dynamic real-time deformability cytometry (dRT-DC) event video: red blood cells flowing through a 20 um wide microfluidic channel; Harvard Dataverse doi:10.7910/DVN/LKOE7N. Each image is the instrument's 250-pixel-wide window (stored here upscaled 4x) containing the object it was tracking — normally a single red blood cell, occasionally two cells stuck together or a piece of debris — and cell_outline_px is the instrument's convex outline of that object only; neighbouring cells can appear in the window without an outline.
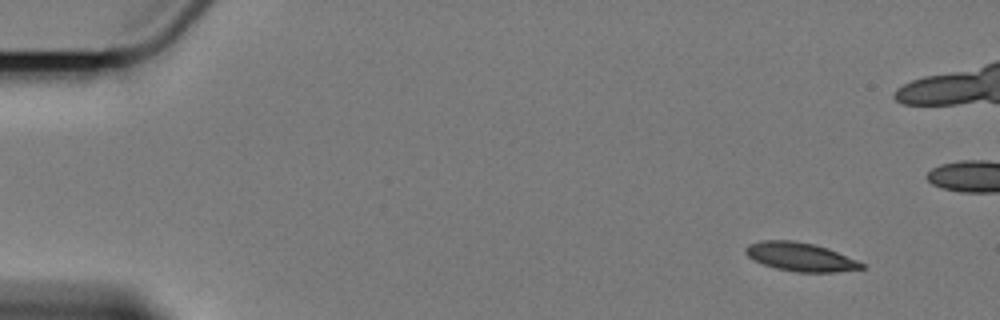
{"species": "Egyptian fruit bat (a non-hibernating species)", "species_latin": "Rousettus aegyptiacus", "temperature_condition": "cold", "stored_images_in_passage": 6, "camera_frame_rate_fps": 3000, "um_per_image_px": 0.085, "animal": {"sex": "female"}, "frame": {"image": 1, "passage_image": 1, "time_ms": 0.0, "image_size_px": [1000, 320], "cell_outline_px": [[868, 268], [836, 272], [796, 272], [776, 268], [764, 264], [748, 256], [744, 252], [744, 248], [748, 244], [764, 240], [792, 240], [812, 244], [828, 248], [868, 264]], "centroid_in_image_um": [68.1, 21.84], "position_along_channel_um": 16.9, "area_um2": 19.48}}